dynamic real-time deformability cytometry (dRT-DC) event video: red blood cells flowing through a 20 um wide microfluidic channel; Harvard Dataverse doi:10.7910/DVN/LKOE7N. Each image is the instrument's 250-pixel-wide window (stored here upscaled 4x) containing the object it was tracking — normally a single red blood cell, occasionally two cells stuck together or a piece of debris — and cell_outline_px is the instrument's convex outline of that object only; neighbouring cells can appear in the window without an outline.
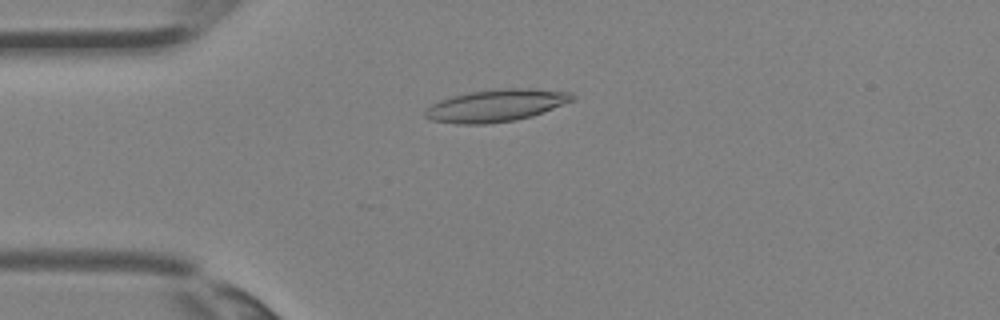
{"species": "Egyptian fruit bat (a non-hibernating species)", "species_latin": "Rousettus aegyptiacus", "temperature_condition": "room temperature", "stored_images_in_passage": 2, "camera_frame_rate_fps": 3000, "um_per_image_px": 0.085, "animal": {"sex": "female"}, "frame": {"image": 1, "passage_image": 2, "time_ms": 0.333, "image_size_px": [1000, 320], "cell_outline_px": [[576, 96], [572, 100], [532, 116], [516, 120], [488, 124], [456, 124], [432, 120], [424, 116], [424, 112], [432, 104], [440, 100], [452, 96], [468, 92], [500, 88], [536, 88], [572, 92]], "centroid_in_image_um": [42.17, 8.96], "position_along_channel_um": 42.8, "area_um2": 27.69}}